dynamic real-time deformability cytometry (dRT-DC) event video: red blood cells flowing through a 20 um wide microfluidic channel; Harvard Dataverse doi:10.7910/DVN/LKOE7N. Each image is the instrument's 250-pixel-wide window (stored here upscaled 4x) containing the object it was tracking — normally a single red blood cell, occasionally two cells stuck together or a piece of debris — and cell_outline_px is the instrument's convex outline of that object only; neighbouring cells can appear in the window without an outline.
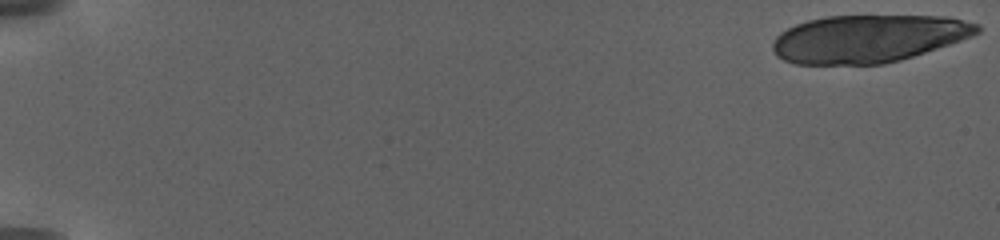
{"species": "human", "species_latin": "Homo sapiens", "temperature_condition": "warm", "stored_images_in_passage": 20, "camera_frame_rate_fps": 3000, "um_per_image_px": 0.085, "donor": {"sex": "female"}, "frame": {"image": 1, "passage_image": 1, "time_ms": 0.0, "image_size_px": [1000, 240], "cell_outline_px": [[980, 32], [972, 36], [900, 60], [884, 64], [796, 64], [784, 60], [776, 56], [772, 48], [772, 44], [776, 36], [780, 32], [796, 24], [808, 20], [828, 16], [944, 16], [980, 24]], "centroid_in_image_um": [73.77, 3.28], "position_along_channel_um": 11.2, "area_um2": 56.53}}
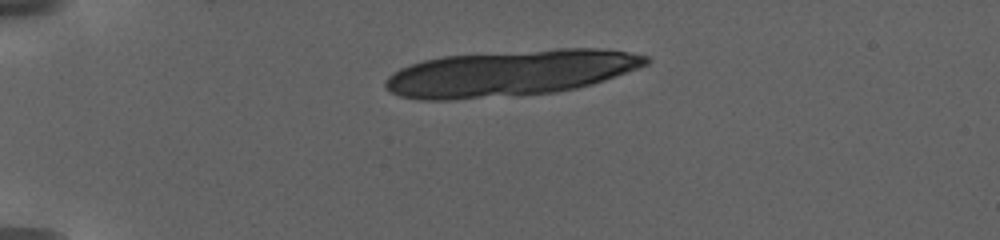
{"frame": {"image": 2, "passage_image": 12, "time_ms": 5.667, "image_size_px": [1000, 240], "cell_outline_px": [[652, 60], [648, 64], [604, 80], [592, 84], [576, 88], [556, 92], [452, 100], [420, 100], [400, 96], [384, 88], [384, 80], [392, 72], [400, 68], [424, 60], [444, 56], [560, 48], [600, 48], [628, 52], [648, 56]], "centroid_in_image_um": [43.34, 6.21], "position_along_channel_um": 41.7, "area_um2": 69.82}}